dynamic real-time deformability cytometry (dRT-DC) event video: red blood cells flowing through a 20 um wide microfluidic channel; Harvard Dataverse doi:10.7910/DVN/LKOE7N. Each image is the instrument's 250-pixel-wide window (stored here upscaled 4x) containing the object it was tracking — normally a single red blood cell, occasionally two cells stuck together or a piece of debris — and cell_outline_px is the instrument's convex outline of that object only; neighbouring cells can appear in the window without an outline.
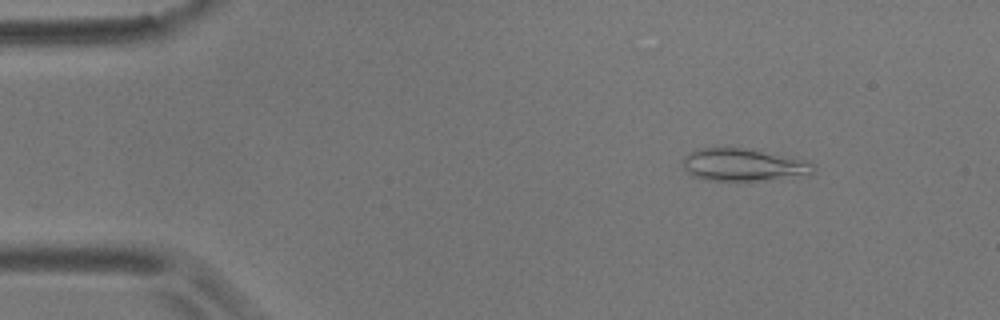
{"species": "common noctule bat (a hibernating species)", "species_latin": "Nyctalus noctula", "temperature_condition": "room temperature", "stored_images_in_passage": 56, "camera_frame_rate_fps": 3000, "um_per_image_px": 0.085, "animal": {"sex": "male", "body_mass_g": 17.9}, "frame": {"image": 1, "passage_image": 7, "time_ms": 2.0, "image_size_px": [1000, 320], "cell_outline_px": [[816, 168], [812, 172], [756, 180], [708, 180], [692, 176], [684, 168], [684, 156], [688, 152], [700, 148], [732, 144], [808, 160]], "centroid_in_image_um": [63.08, 13.92], "position_along_channel_um": 21.9, "area_um2": 24.91}}
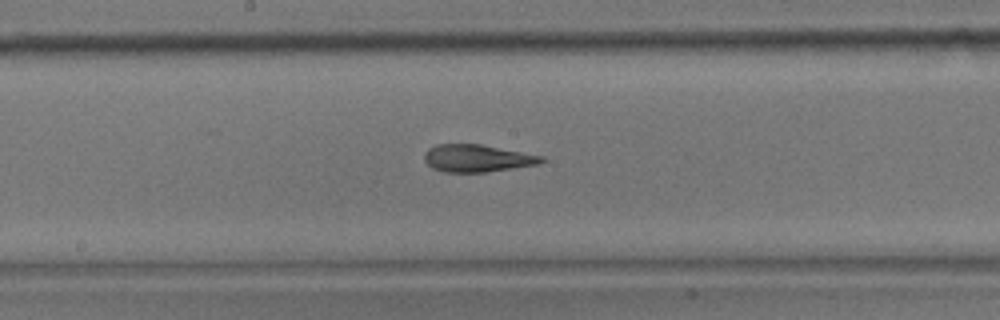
{"frame": {"image": 2, "passage_image": 29, "time_ms": 9.333, "image_size_px": [1000, 320], "cell_outline_px": [[548, 160], [540, 164], [484, 172], [444, 172], [432, 168], [424, 160], [424, 152], [428, 148], [436, 144], [480, 144], [544, 156]], "centroid_in_image_um": [40.57, 13.45], "position_along_channel_um": 207.6, "area_um2": 18.79}}
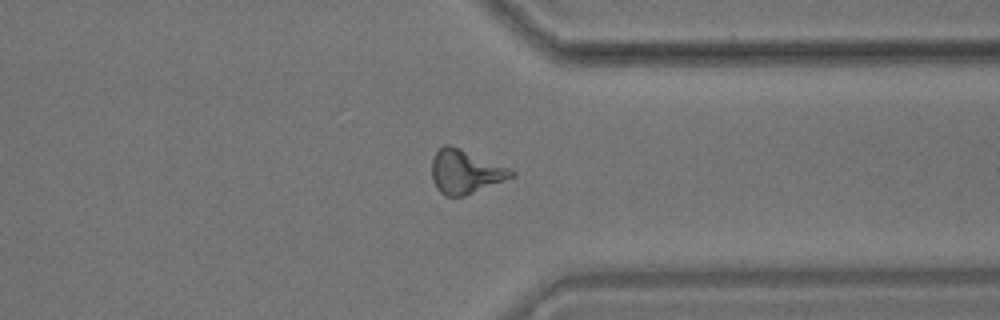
{"frame": {"image": 3, "passage_image": 43, "time_ms": 14.0, "image_size_px": [1000, 320], "cell_outline_px": [[516, 176], [464, 196], [444, 196], [436, 188], [432, 180], [432, 156], [444, 144], [448, 144], [460, 148], [508, 168], [516, 172]], "centroid_in_image_um": [39.53, 14.61], "position_along_channel_um": 371.9, "area_um2": 20.17}, "authors_computed_cell_mechanics": {"area_um2": 19.5653, "velocity_mm_per_s": 3.5692, "shape_relaxation_time_tau1_ms": null, "shape_relaxation_time_tau2_ms": 2.6988, "deformation_change_tau1": null, "deformation_change_tau2": 0.1122}}